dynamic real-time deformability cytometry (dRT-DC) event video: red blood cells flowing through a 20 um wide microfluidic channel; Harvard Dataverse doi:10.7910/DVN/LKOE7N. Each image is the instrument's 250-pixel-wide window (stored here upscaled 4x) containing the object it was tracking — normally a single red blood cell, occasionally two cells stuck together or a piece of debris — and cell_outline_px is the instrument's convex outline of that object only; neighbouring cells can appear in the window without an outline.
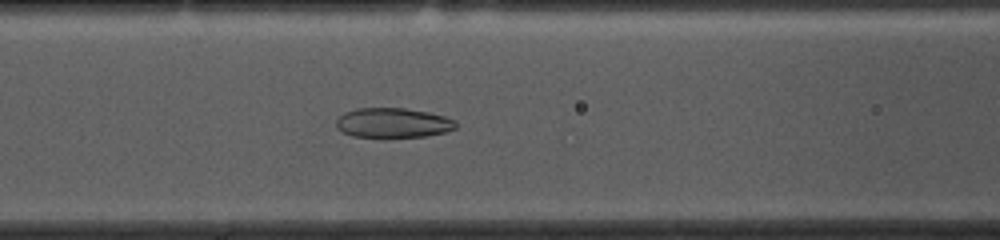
{"species": "common noctule bat (a hibernating species)", "species_latin": "Nyctalus noctula", "temperature_condition": "cold", "stored_images_in_passage": 54, "camera_frame_rate_fps": 3000, "um_per_image_px": 0.085, "animal": {"sex": "female", "body_mass_g": 10.0, "forearm_length_mm": 53.1}, "frame": {"image": 1, "passage_image": 21, "time_ms": 6.667, "image_size_px": [1000, 240], "cell_outline_px": [[456, 128], [444, 132], [428, 136], [352, 136], [336, 128], [336, 120], [344, 112], [356, 108], [404, 108], [428, 112], [444, 116], [456, 120]], "centroid_in_image_um": [33.4, 10.42], "position_along_channel_um": 133.2, "area_um2": 20.52}}
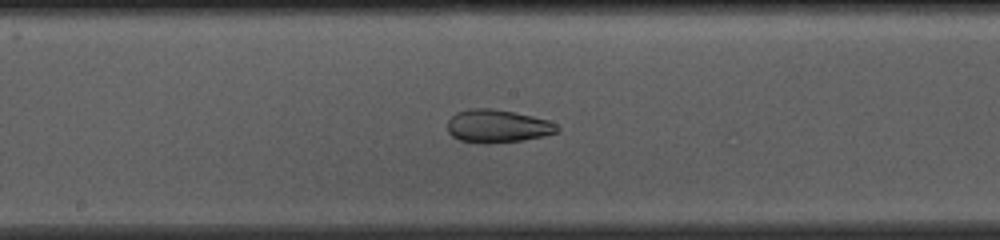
{"frame": {"image": 2, "passage_image": 27, "time_ms": 8.667, "image_size_px": [1000, 240], "cell_outline_px": [[560, 132], [544, 136], [524, 140], [488, 144], [480, 144], [460, 140], [452, 136], [448, 132], [448, 120], [456, 112], [468, 108], [492, 108], [532, 116], [548, 120], [556, 124], [560, 128]], "centroid_in_image_um": [42.29, 10.73], "position_along_channel_um": 205.9, "area_um2": 21.39}}
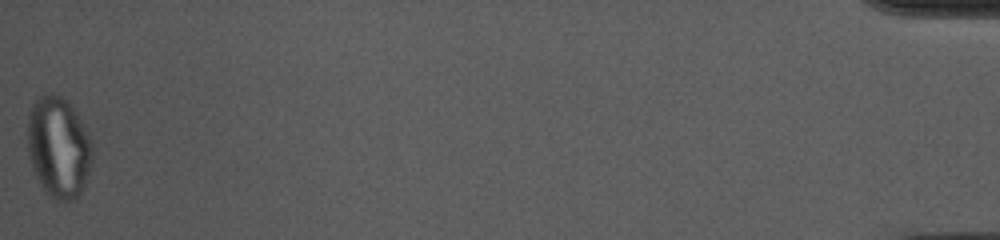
{"frame": {"image": 3, "passage_image": 54, "time_ms": 17.667, "image_size_px": [1000, 240], "cell_outline_px": [[92, 160], [84, 184], [76, 200], [56, 200], [48, 196], [44, 192], [32, 168], [28, 156], [28, 112], [32, 104], [40, 96], [60, 96], [76, 112], [92, 140]], "centroid_in_image_um": [4.96, 12.56], "position_along_channel_um": 430.2, "area_um2": 37.92}, "authors_computed_cell_mechanics": {"area_um2": 26.0967, "velocity_mm_per_s": 3.6355, "shape_relaxation_time_tau1_ms": null, "shape_relaxation_time_tau2_ms": 2.2245, "deformation_change_tau1": null, "deformation_change_tau2": 0.0864}}